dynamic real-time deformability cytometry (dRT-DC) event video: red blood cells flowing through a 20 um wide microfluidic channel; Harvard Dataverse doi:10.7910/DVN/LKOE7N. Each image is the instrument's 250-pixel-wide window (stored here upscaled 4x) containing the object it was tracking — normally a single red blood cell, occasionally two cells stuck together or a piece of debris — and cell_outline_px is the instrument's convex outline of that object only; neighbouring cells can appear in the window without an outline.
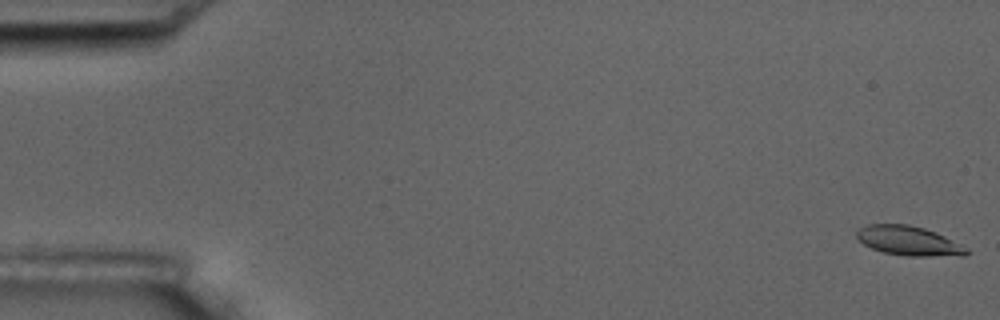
{"species": "common noctule bat (a hibernating species)", "species_latin": "Nyctalus noctula", "temperature_condition": "room temperature", "stored_images_in_passage": 6, "camera_frame_rate_fps": 3000, "um_per_image_px": 0.085, "animal": {"sex": "male", "body_mass_g": 17.5, "forearm_length_mm": 52.3}, "frame": {"image": 1, "passage_image": 1, "time_ms": 0.0, "image_size_px": [1000, 320], "cell_outline_px": [[972, 252], [964, 256], [904, 256], [884, 252], [872, 248], [864, 244], [856, 236], [856, 232], [860, 228], [868, 224], [908, 224], [924, 228], [936, 232], [968, 248]], "centroid_in_image_um": [77.28, 20.48], "position_along_channel_um": 7.7, "area_um2": 18.9}}
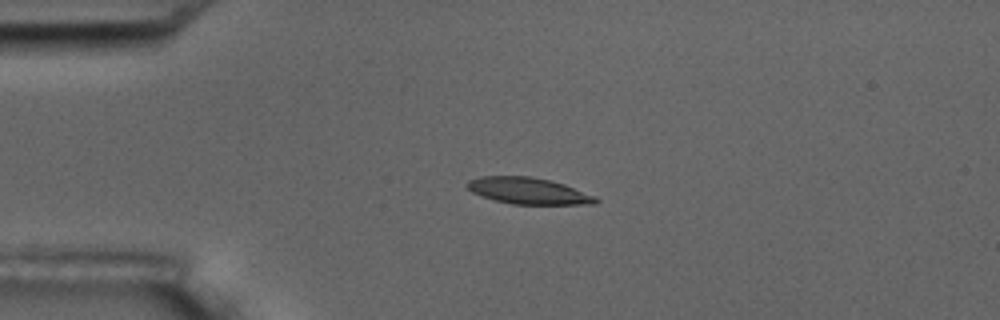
{"frame": {"image": 2, "passage_image": 4, "time_ms": 4.333, "image_size_px": [1000, 320], "cell_outline_px": [[600, 200], [596, 204], [512, 204], [496, 200], [472, 192], [464, 184], [468, 180], [480, 176], [528, 176], [548, 180], [564, 184], [596, 196]], "centroid_in_image_um": [44.91, 16.22], "position_along_channel_um": 40.1, "area_um2": 19.71}}